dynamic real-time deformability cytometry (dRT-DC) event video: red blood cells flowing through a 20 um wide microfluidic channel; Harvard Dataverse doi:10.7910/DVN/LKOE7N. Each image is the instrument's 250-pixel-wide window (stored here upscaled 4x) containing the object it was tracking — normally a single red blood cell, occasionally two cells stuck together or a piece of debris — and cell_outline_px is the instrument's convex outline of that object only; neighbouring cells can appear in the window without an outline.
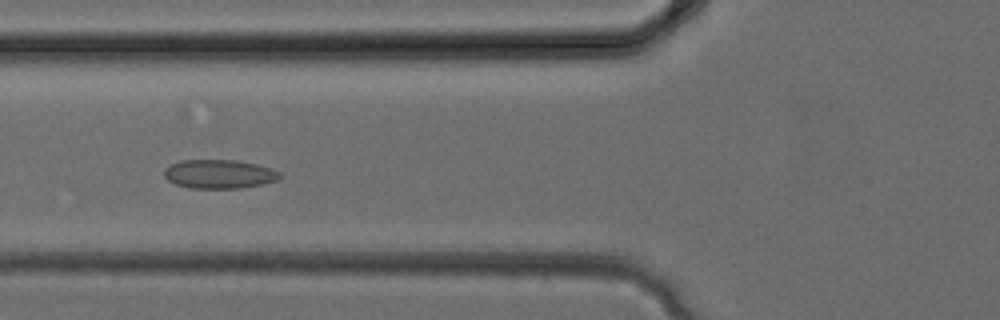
{"species": "common noctule bat (a hibernating species)", "species_latin": "Nyctalus noctula", "temperature_condition": "cold", "stored_images_in_passage": 32, "camera_frame_rate_fps": 3000, "um_per_image_px": 0.085, "animal": {"sex": "female", "body_mass_g": 24.6, "forearm_length_mm": 56.2}, "frame": {"image": 1, "passage_image": 12, "time_ms": 3.667, "image_size_px": [1000, 320], "cell_outline_px": [[280, 176], [276, 180], [260, 184], [240, 188], [188, 188], [176, 184], [168, 180], [164, 176], [164, 168], [180, 160], [236, 160], [256, 164], [272, 168], [280, 172]], "centroid_in_image_um": [18.6, 14.79], "position_along_channel_um": 107.2, "area_um2": 19.36}}
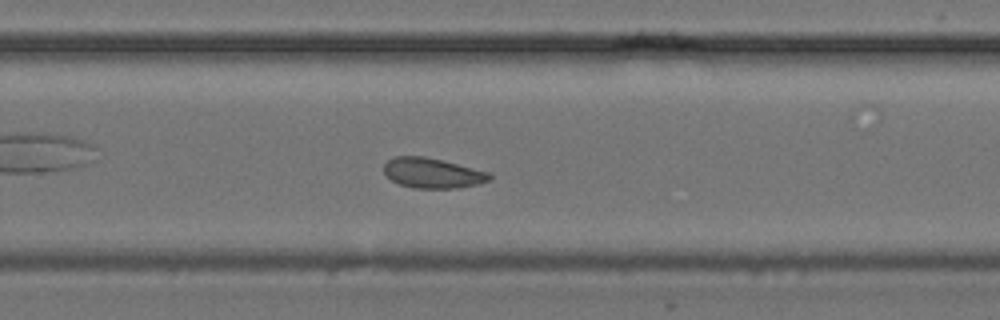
{"frame": {"image": 2, "passage_image": 21, "time_ms": 6.667, "image_size_px": [1000, 320], "cell_outline_px": [[492, 176], [488, 180], [480, 184], [456, 188], [416, 188], [400, 184], [392, 180], [384, 172], [384, 164], [392, 156], [424, 156], [488, 172]], "centroid_in_image_um": [36.73, 14.71], "position_along_channel_um": 293.1, "area_um2": 18.26}}
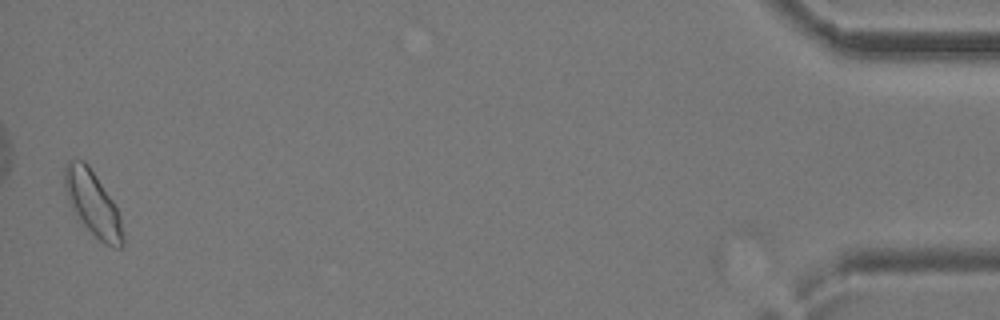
{"frame": {"image": 3, "passage_image": 32, "time_ms": 10.333, "image_size_px": [1000, 320], "cell_outline_px": [[124, 244], [120, 248], [112, 248], [104, 244], [84, 224], [76, 212], [64, 188], [64, 164], [68, 160], [84, 160], [88, 164], [112, 200], [120, 216], [124, 236]], "centroid_in_image_um": [7.91, 17.28], "position_along_channel_um": 427.3, "area_um2": 21.44}}